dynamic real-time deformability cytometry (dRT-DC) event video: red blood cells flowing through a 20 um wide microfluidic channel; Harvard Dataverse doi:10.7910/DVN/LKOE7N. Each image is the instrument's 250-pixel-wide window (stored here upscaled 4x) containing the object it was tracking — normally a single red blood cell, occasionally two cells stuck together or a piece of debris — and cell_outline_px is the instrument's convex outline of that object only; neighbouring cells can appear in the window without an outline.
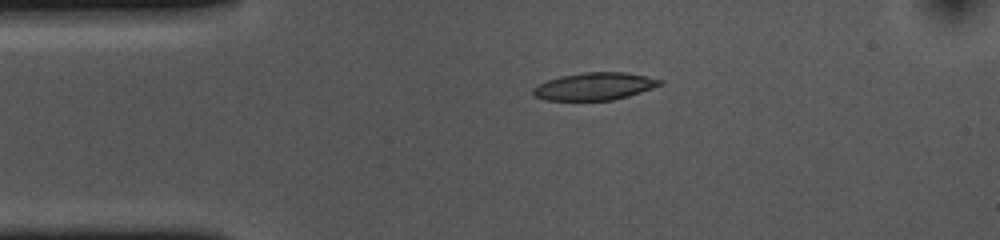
{"species": "common noctule bat (a hibernating species)", "species_latin": "Nyctalus noctula", "temperature_condition": "cold", "stored_images_in_passage": 44, "camera_frame_rate_fps": 3000, "um_per_image_px": 0.085, "animal": {"sex": "female", "body_mass_g": 10.0, "forearm_length_mm": 53.1}, "frame": {"image": 1, "passage_image": 1, "time_ms": 0.0, "image_size_px": [1000, 240], "cell_outline_px": [[664, 84], [628, 96], [612, 100], [548, 100], [536, 96], [532, 92], [532, 88], [536, 84], [560, 76], [584, 72], [624, 72], [648, 76], [664, 80]], "centroid_in_image_um": [50.56, 7.33], "position_along_channel_um": 34.4, "area_um2": 20.35}}
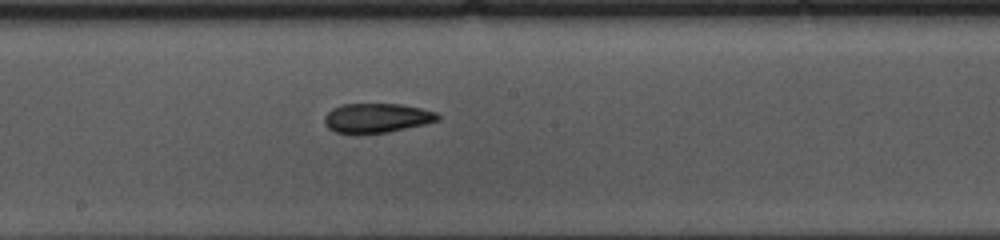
{"frame": {"image": 2, "passage_image": 18, "time_ms": 5.667, "image_size_px": [1000, 240], "cell_outline_px": [[440, 120], [424, 124], [388, 132], [336, 132], [328, 128], [324, 124], [324, 116], [332, 108], [340, 104], [400, 104], [420, 108], [436, 112], [440, 116]], "centroid_in_image_um": [32.02, 10.0], "position_along_channel_um": 216.2, "area_um2": 19.13}}
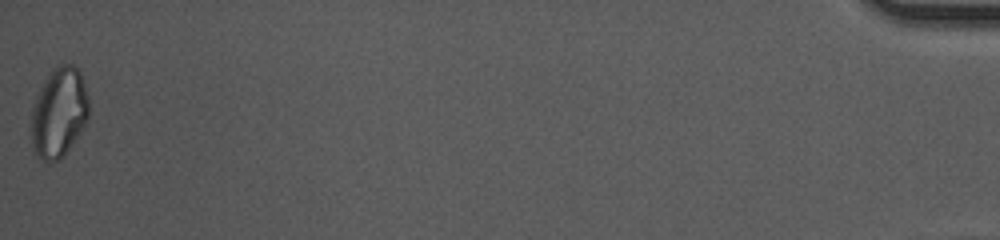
{"frame": {"image": 3, "passage_image": 44, "time_ms": 14.333, "image_size_px": [1000, 240], "cell_outline_px": [[88, 116], [80, 132], [64, 156], [60, 160], [44, 160], [36, 156], [32, 148], [32, 108], [36, 96], [44, 80], [56, 64], [72, 64], [80, 72], [88, 96]], "centroid_in_image_um": [5.0, 9.56], "position_along_channel_um": 430.2, "area_um2": 29.94}, "authors_computed_cell_mechanics": {"area_um2": 20.4323, "velocity_mm_per_s": 3.6702, "shape_relaxation_time_tau1_ms": 8.8042, "shape_relaxation_time_tau2_ms": 3.7809, "deformation_change_tau1": 0.2002, "deformation_change_tau2": 0.1044}}